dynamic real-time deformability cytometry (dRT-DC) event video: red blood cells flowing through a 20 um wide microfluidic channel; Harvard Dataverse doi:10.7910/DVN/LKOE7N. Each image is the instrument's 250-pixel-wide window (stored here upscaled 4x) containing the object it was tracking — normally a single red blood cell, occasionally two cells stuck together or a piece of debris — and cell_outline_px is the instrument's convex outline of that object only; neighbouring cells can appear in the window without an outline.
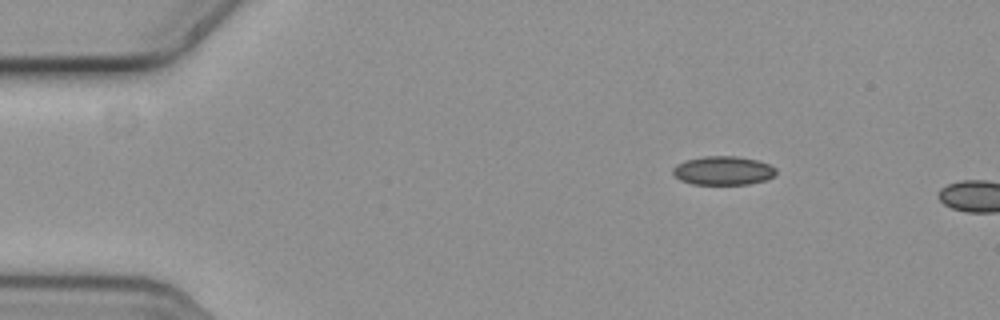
{"species": "common noctule bat (a hibernating species)", "species_latin": "Nyctalus noctula", "temperature_condition": "cold", "stored_images_in_passage": 4, "camera_frame_rate_fps": 3000, "um_per_image_px": 0.085, "animal": {"sex": "female", "body_mass_g": 19.3, "forearm_length_mm": 54.1}, "frame": {"image": 1, "passage_image": 1, "time_ms": 0.0, "image_size_px": [1000, 320], "cell_outline_px": [[776, 172], [772, 176], [764, 180], [748, 184], [692, 184], [680, 180], [672, 172], [672, 168], [676, 164], [684, 160], [704, 156], [736, 156], [756, 160], [768, 164], [776, 168]], "centroid_in_image_um": [61.42, 14.49], "position_along_channel_um": 23.6, "area_um2": 17.22}}